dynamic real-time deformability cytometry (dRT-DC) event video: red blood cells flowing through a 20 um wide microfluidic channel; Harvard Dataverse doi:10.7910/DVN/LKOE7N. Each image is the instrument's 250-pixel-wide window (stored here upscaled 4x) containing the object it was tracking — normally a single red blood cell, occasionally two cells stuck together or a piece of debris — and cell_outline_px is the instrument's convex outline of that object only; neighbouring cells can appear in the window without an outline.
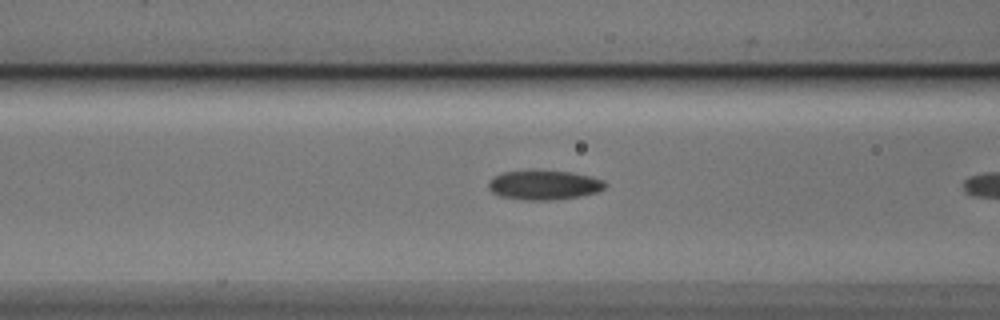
{"species": "Egyptian fruit bat (a non-hibernating species)", "species_latin": "Rousettus aegyptiacus", "temperature_condition": "cold", "stored_images_in_passage": 7, "camera_frame_rate_fps": 3000, "um_per_image_px": 0.085, "animal": {"sex": "male"}, "frame": {"image": 1, "passage_image": 6, "time_ms": 1.667, "image_size_px": [1000, 320], "cell_outline_px": [[608, 184], [604, 188], [596, 192], [580, 196], [552, 200], [524, 200], [500, 196], [492, 192], [488, 188], [488, 184], [492, 176], [504, 172], [572, 172], [604, 180]], "centroid_in_image_um": [46.24, 15.75], "position_along_channel_um": 120.4, "area_um2": 19.59}}